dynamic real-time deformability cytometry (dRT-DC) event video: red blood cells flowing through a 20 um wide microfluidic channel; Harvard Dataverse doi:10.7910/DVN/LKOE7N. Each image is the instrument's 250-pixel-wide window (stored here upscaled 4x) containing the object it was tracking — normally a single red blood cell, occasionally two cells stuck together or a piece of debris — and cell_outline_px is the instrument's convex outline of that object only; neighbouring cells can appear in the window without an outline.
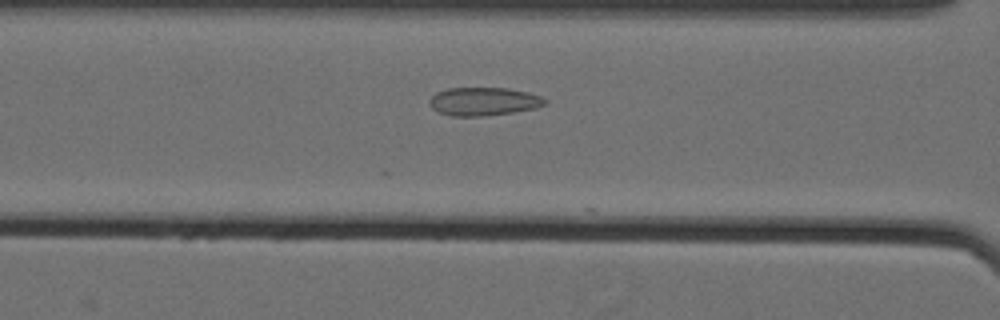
{"species": "Egyptian fruit bat (a non-hibernating species)", "species_latin": "Rousettus aegyptiacus", "temperature_condition": "cold", "stored_images_in_passage": 9, "camera_frame_rate_fps": 3000, "um_per_image_px": 0.085, "animal": {"sex": "female"}, "frame": {"image": 1, "passage_image": 6, "time_ms": 1.667, "image_size_px": [1000, 320], "cell_outline_px": [[548, 104], [536, 108], [512, 112], [484, 116], [452, 116], [436, 112], [428, 104], [428, 100], [436, 92], [448, 88], [508, 88], [528, 92], [540, 96], [548, 100]], "centroid_in_image_um": [41.1, 8.62], "position_along_channel_um": 125.5, "area_um2": 19.25}}